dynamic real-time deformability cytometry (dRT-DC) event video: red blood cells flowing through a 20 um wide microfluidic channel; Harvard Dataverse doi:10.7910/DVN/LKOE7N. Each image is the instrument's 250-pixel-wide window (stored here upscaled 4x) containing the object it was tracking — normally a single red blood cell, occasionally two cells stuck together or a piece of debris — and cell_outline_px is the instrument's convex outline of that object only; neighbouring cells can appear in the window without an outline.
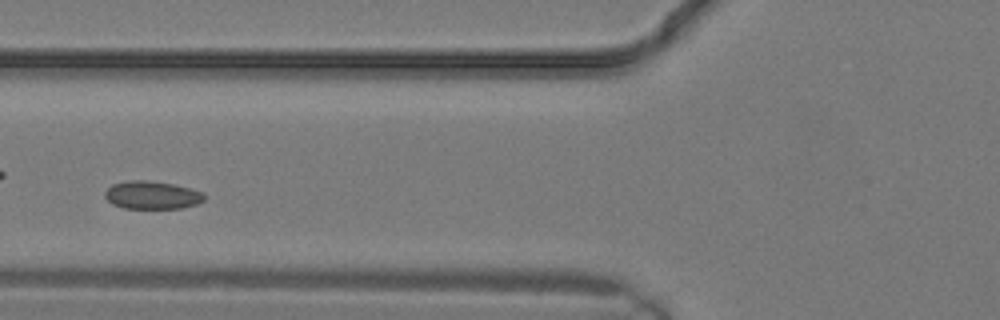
{"species": "common noctule bat (a hibernating species)", "species_latin": "Nyctalus noctula", "temperature_condition": "warm", "stored_images_in_passage": 10, "camera_frame_rate_fps": 3000, "um_per_image_px": 0.085, "animal": {"sex": "male", "body_mass_g": 19.2, "forearm_length_mm": 51.8}, "frame": {"image": 1, "passage_image": 9, "time_ms": 2.667, "image_size_px": [1000, 320], "cell_outline_px": [[204, 200], [196, 204], [180, 208], [124, 208], [112, 204], [104, 196], [104, 192], [112, 184], [128, 180], [144, 180], [172, 184], [204, 192]], "centroid_in_image_um": [12.89, 16.58], "position_along_channel_um": 112.9, "area_um2": 16.07}}